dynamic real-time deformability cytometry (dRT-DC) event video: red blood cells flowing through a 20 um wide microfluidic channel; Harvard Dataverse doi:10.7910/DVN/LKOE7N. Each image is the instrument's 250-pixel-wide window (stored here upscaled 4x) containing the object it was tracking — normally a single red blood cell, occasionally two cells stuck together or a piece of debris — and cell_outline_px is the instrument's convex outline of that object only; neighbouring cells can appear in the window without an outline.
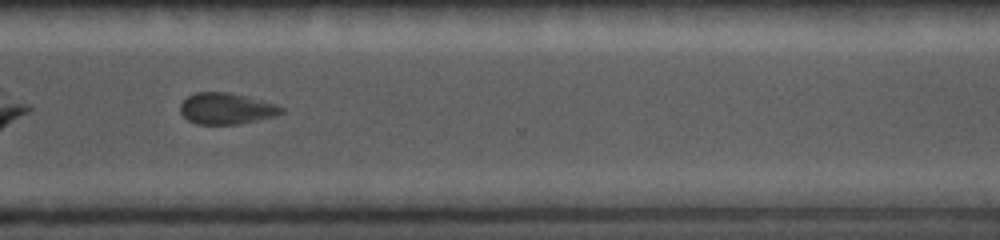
{"species": "common noctule bat (a hibernating species)", "species_latin": "Nyctalus noctula", "temperature_condition": "cold", "stored_images_in_passage": 29, "camera_frame_rate_fps": 5000, "um_per_image_px": 0.085, "animal": {"sex": "female", "body_mass_g": 19.0, "forearm_length_mm": 56.7}, "frame": {"image": 1, "passage_image": 21, "time_ms": 7.6, "image_size_px": [1000, 240], "cell_outline_px": [[284, 112], [272, 116], [240, 124], [196, 124], [188, 120], [180, 112], [180, 104], [188, 96], [196, 92], [228, 92], [276, 104], [284, 108]], "centroid_in_image_um": [19.21, 9.23], "position_along_channel_um": 351.4, "area_um2": 18.21}}